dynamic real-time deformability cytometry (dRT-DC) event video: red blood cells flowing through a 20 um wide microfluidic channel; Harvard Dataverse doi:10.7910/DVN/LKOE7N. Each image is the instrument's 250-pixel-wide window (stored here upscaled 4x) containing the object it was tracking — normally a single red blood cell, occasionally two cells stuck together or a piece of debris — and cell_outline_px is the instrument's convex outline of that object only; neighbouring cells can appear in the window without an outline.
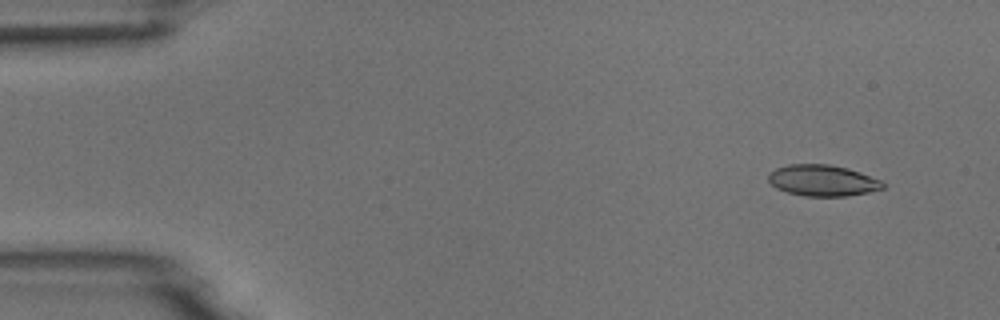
{"species": "common noctule bat (a hibernating species)", "species_latin": "Nyctalus noctula", "temperature_condition": "room temperature", "stored_images_in_passage": 3, "camera_frame_rate_fps": 3000, "um_per_image_px": 0.085, "animal": {"sex": "male", "body_mass_g": 18.8}, "frame": {"image": 1, "passage_image": 1, "time_ms": 0.0, "image_size_px": [1000, 320], "cell_outline_px": [[884, 188], [868, 192], [848, 196], [804, 196], [788, 192], [776, 188], [768, 180], [768, 176], [776, 168], [788, 164], [828, 164], [848, 168], [860, 172], [880, 180], [884, 184]], "centroid_in_image_um": [69.92, 15.34], "position_along_channel_um": 15.1, "area_um2": 20.69}}